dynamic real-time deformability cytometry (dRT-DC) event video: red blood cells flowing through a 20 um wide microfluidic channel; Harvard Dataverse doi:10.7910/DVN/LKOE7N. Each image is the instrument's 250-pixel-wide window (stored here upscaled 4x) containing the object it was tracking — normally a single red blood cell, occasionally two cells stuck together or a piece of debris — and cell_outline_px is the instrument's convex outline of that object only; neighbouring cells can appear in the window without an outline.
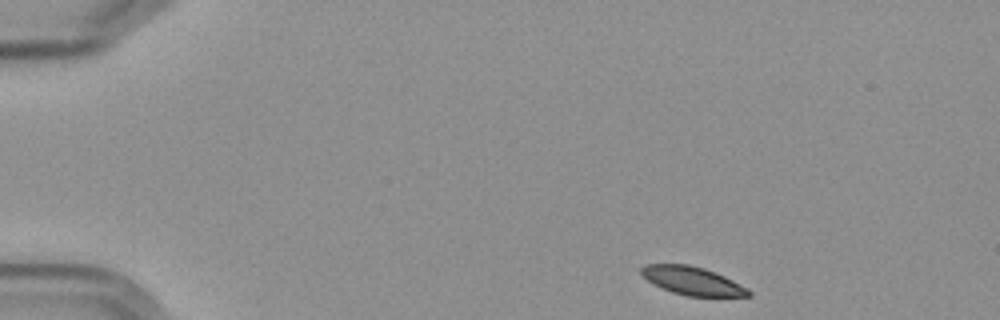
{"species": "Egyptian fruit bat (a non-hibernating species)", "species_latin": "Rousettus aegyptiacus", "temperature_condition": "cold", "stored_images_in_passage": 50, "camera_frame_rate_fps": 3000, "um_per_image_px": 0.085, "frame": {"image": 1, "passage_image": 1, "time_ms": 0.0, "image_size_px": [1000, 320], "cell_outline_px": [[752, 296], [688, 296], [672, 292], [660, 288], [652, 284], [640, 272], [640, 268], [644, 264], [688, 264], [704, 268], [724, 276], [748, 288], [752, 292]], "centroid_in_image_um": [58.84, 23.87], "position_along_channel_um": 26.2, "area_um2": 17.69}}
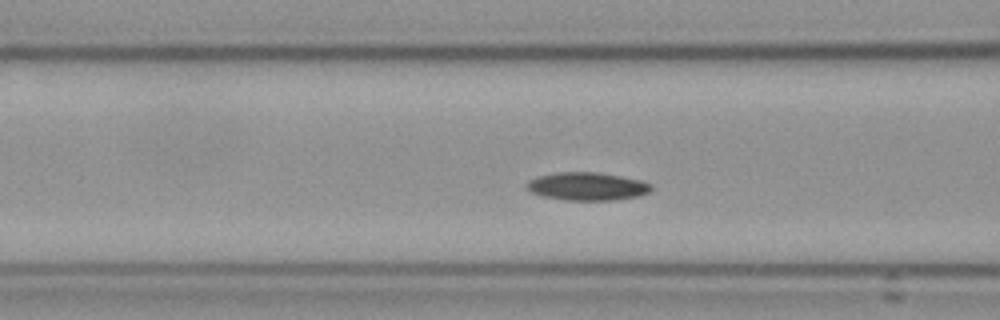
{"frame": {"image": 2, "passage_image": 16, "time_ms": 5.0, "image_size_px": [1000, 320], "cell_outline_px": [[652, 188], [648, 192], [640, 196], [616, 200], [564, 200], [540, 196], [524, 188], [524, 184], [528, 180], [536, 176], [556, 172], [596, 172], [620, 176], [640, 180], [652, 184]], "centroid_in_image_um": [49.85, 15.84], "position_along_channel_um": 116.8, "area_um2": 20.63}}
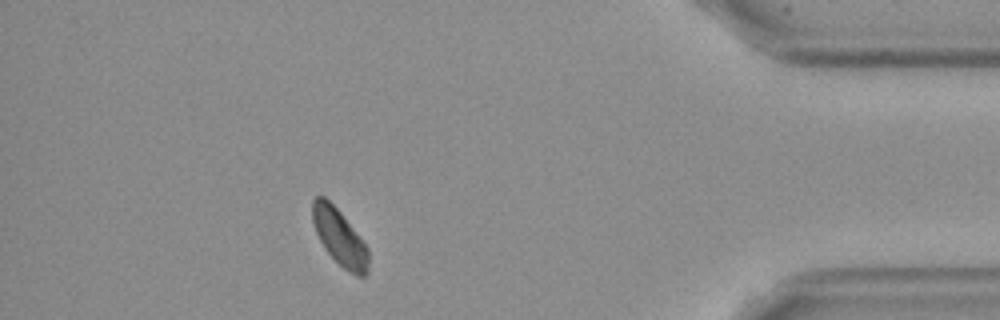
{"frame": {"image": 3, "passage_image": 44, "time_ms": 14.333, "image_size_px": [1000, 320], "cell_outline_px": [[368, 272], [364, 276], [356, 276], [344, 268], [324, 248], [316, 232], [312, 220], [312, 200], [316, 196], [324, 196], [340, 212], [368, 248]], "centroid_in_image_um": [28.85, 20.16], "position_along_channel_um": 406.4, "area_um2": 17.98}, "authors_computed_cell_mechanics": {"area_um2": 19.5075, "velocity_mm_per_s": 3.5466, "shape_relaxation_time_tau1_ms": 4.0719, "shape_relaxation_time_tau2_ms": null, "deformation_change_tau1": 0.0624, "deformation_change_tau2": null}}